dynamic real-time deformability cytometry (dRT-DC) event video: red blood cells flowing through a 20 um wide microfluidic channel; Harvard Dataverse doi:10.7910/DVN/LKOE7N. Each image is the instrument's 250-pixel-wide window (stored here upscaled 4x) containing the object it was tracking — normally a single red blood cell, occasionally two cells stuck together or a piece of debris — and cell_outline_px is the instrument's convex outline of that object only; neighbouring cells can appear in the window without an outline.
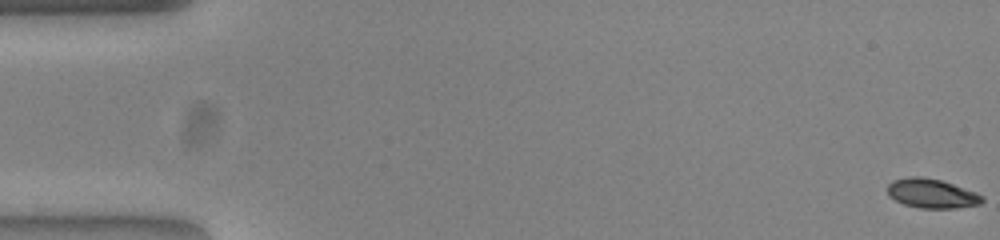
{"species": "common noctule bat (a hibernating species)", "species_latin": "Nyctalus noctula", "temperature_condition": "warm", "stored_images_in_passage": 54, "camera_frame_rate_fps": 3000, "um_per_image_px": 0.085, "animal": {"sex": "female", "body_mass_g": 23.0, "forearm_length_mm": 53.4}, "frame": {"image": 1, "passage_image": 1, "time_ms": 0.0, "image_size_px": [1000, 240], "cell_outline_px": [[984, 200], [980, 204], [956, 208], [920, 208], [904, 204], [888, 196], [888, 184], [892, 180], [912, 176], [920, 176], [940, 180], [976, 192], [984, 196]], "centroid_in_image_um": [79.2, 16.44], "position_along_channel_um": 5.8, "area_um2": 16.13}}
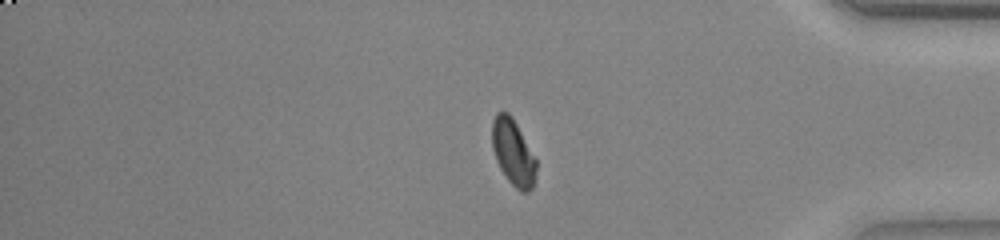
{"frame": {"image": 2, "passage_image": 45, "time_ms": 14.667, "image_size_px": [1000, 240], "cell_outline_px": [[536, 172], [532, 188], [528, 192], [520, 192], [508, 180], [500, 168], [496, 160], [492, 148], [492, 120], [496, 112], [508, 112], [512, 116], [536, 160]], "centroid_in_image_um": [43.6, 12.95], "position_along_channel_um": 391.6, "area_um2": 16.88}}
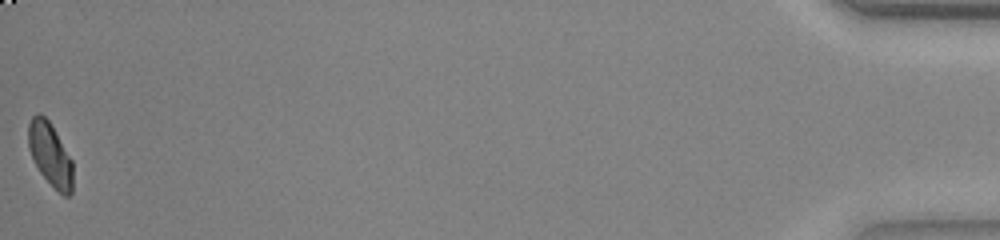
{"frame": {"image": 3, "passage_image": 54, "time_ms": 17.667, "image_size_px": [1000, 240], "cell_outline_px": [[72, 192], [68, 196], [64, 196], [40, 172], [28, 148], [28, 124], [32, 116], [36, 112], [40, 112], [48, 120], [72, 160]], "centroid_in_image_um": [4.25, 13.08], "position_along_channel_um": 431.0, "area_um2": 16.07}, "authors_computed_cell_mechanics": {"area_um2": 16.8776, "velocity_mm_per_s": 3.8552, "shape_relaxation_time_tau1_ms": 2.5914, "shape_relaxation_time_tau2_ms": 2.0673, "deformation_change_tau1": 0.122, "deformation_change_tau2": 0.0569}}